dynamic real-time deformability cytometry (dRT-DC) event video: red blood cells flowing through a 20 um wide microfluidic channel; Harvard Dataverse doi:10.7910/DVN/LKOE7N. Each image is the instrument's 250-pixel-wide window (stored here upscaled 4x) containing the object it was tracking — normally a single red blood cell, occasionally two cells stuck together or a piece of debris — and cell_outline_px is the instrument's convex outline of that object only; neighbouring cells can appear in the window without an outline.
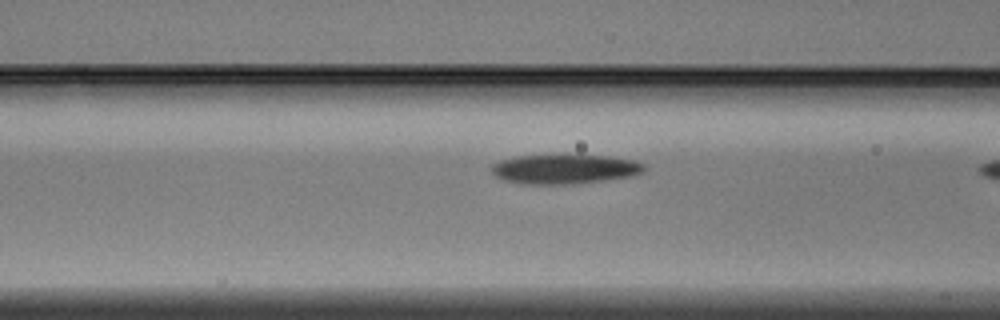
{"species": "Egyptian fruit bat (a non-hibernating species)", "species_latin": "Rousettus aegyptiacus", "temperature_condition": "warm", "stored_images_in_passage": 16, "camera_frame_rate_fps": 3000, "um_per_image_px": 0.085, "animal": {"sex": "male"}, "frame": {"image": 1, "passage_image": 15, "time_ms": 4.667, "image_size_px": [1000, 320], "cell_outline_px": [[648, 168], [644, 172], [632, 176], [608, 180], [576, 184], [520, 184], [500, 180], [492, 172], [492, 164], [500, 160], [516, 156], [608, 156], [636, 160], [644, 164]], "centroid_in_image_um": [48.03, 14.39], "position_along_channel_um": 118.6, "area_um2": 26.41}}